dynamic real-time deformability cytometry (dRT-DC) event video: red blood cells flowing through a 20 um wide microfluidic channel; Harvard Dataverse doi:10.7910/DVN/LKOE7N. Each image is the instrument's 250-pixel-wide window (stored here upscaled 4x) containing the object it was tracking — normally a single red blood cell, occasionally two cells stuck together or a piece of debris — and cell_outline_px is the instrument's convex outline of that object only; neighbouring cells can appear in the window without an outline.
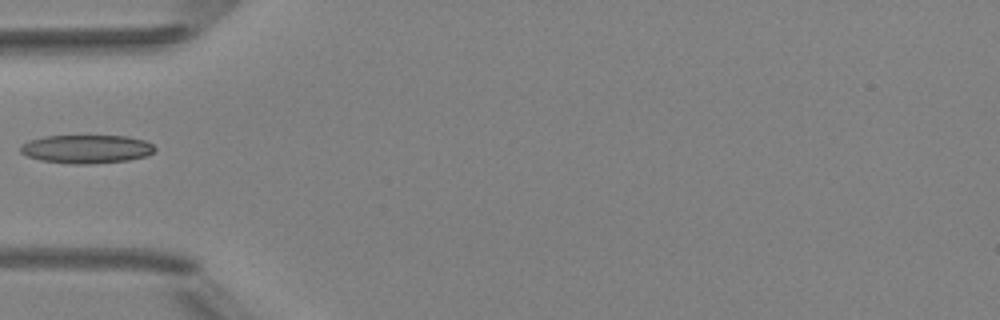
{"species": "Egyptian fruit bat (a non-hibernating species)", "species_latin": "Rousettus aegyptiacus", "temperature_condition": "room temperature", "stored_images_in_passage": 3, "camera_frame_rate_fps": 3000, "um_per_image_px": 0.085, "animal": {"sex": "female"}, "frame": {"image": 1, "passage_image": 3, "time_ms": 2.333, "image_size_px": [1000, 320], "cell_outline_px": [[156, 148], [152, 152], [144, 156], [128, 160], [88, 164], [72, 164], [40, 160], [28, 156], [20, 152], [20, 144], [28, 140], [44, 136], [128, 136], [144, 140], [152, 144]], "centroid_in_image_um": [7.31, 12.66], "position_along_channel_um": 77.7, "area_um2": 22.25}}